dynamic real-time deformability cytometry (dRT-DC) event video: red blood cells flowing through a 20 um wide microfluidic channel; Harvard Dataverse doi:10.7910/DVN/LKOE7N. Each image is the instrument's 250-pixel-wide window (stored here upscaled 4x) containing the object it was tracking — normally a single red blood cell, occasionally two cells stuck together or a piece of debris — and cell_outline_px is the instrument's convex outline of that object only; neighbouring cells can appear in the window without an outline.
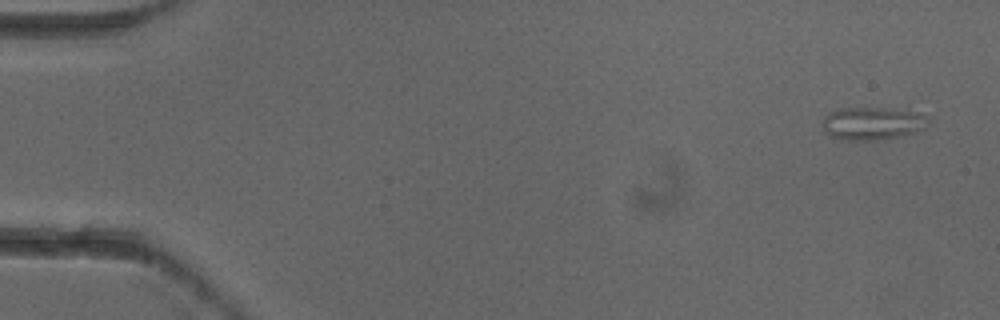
{"species": "common noctule bat (a hibernating species)", "species_latin": "Nyctalus noctula", "temperature_condition": "cold", "stored_images_in_passage": 6, "camera_frame_rate_fps": 3000, "um_per_image_px": 0.085, "animal": {"sex": "female"}, "frame": {"image": 1, "passage_image": 1, "time_ms": 0.0, "image_size_px": [1000, 320], "cell_outline_px": [[928, 120], [924, 128], [904, 136], [872, 140], [848, 140], [828, 136], [824, 128], [824, 116], [840, 108], [884, 108], [916, 112], [928, 116]], "centroid_in_image_um": [74.16, 10.49], "position_along_channel_um": 10.8, "area_um2": 20.0}}
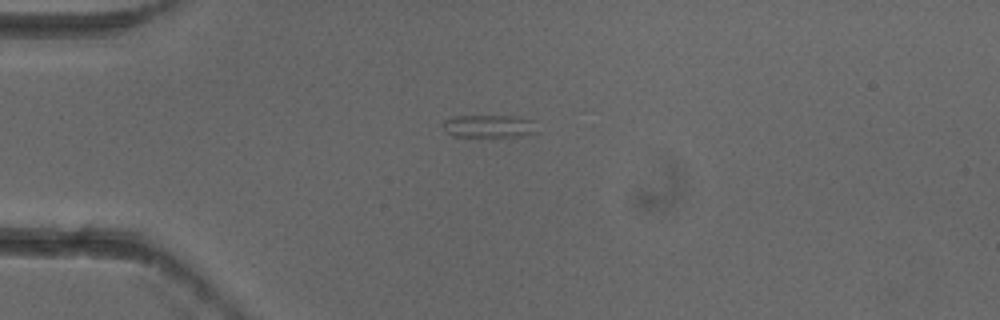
{"frame": {"image": 2, "passage_image": 4, "time_ms": 1.0, "image_size_px": [1000, 320], "cell_outline_px": [[536, 132], [516, 136], [452, 136], [444, 128], [444, 120], [456, 116], [512, 116], [536, 120]], "centroid_in_image_um": [41.6, 10.71], "position_along_channel_um": 43.4, "area_um2": 12.25}}